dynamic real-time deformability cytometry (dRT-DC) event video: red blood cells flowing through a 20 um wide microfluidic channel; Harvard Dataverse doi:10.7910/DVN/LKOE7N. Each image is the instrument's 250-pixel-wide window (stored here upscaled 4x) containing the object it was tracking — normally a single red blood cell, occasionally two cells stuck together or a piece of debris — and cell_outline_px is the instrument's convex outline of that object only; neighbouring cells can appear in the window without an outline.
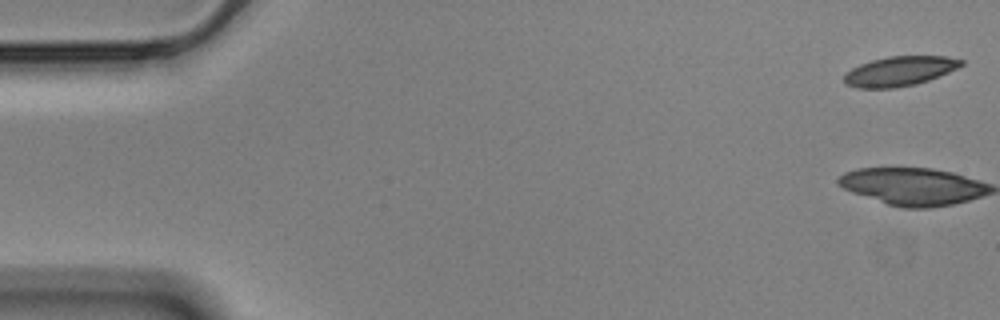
{"species": "Egyptian fruit bat (a non-hibernating species)", "species_latin": "Rousettus aegyptiacus", "temperature_condition": "cold", "stored_images_in_passage": 56, "camera_frame_rate_fps": 3000, "um_per_image_px": 0.085, "animal": {"sex": "male"}, "frame": {"image": 1, "passage_image": 1, "time_ms": 0.0, "image_size_px": [1000, 320], "cell_outline_px": [[964, 64], [940, 76], [916, 84], [896, 88], [856, 88], [844, 84], [844, 76], [852, 68], [860, 64], [872, 60], [888, 56], [948, 56], [964, 60]], "centroid_in_image_um": [76.47, 6.05], "position_along_channel_um": 8.5, "area_um2": 20.29}}
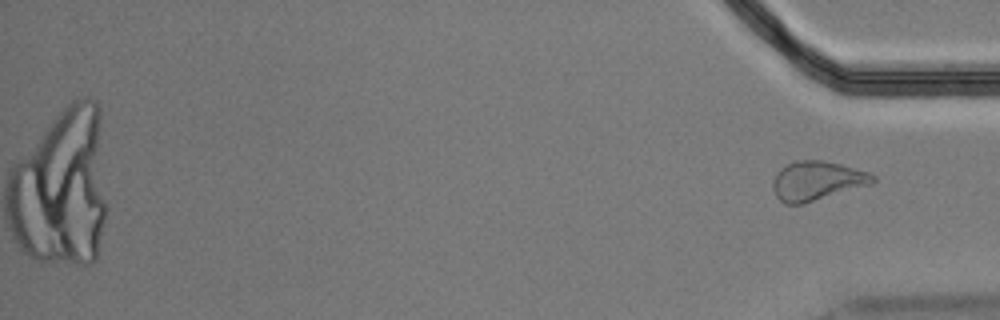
{"frame": {"image": 2, "passage_image": 56, "time_ms": 18.333, "image_size_px": [1000, 320], "cell_outline_px": [[876, 180], [872, 184], [800, 204], [784, 204], [776, 196], [772, 188], [772, 180], [776, 172], [784, 164], [796, 160], [824, 160], [840, 164], [868, 172], [876, 176]], "centroid_in_image_um": [69.4, 15.35], "position_along_channel_um": 365.8, "area_um2": 22.89}}